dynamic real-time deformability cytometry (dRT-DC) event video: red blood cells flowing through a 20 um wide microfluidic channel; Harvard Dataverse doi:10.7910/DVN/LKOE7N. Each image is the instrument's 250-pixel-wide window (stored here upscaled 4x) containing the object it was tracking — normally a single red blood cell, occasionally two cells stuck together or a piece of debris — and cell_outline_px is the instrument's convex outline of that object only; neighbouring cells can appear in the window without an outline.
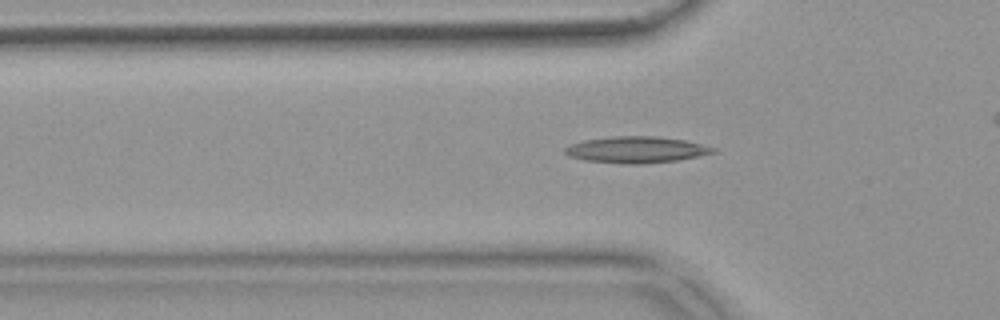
{"species": "common noctule bat (a hibernating species)", "species_latin": "Nyctalus noctula", "temperature_condition": "warm", "stored_images_in_passage": 45, "camera_frame_rate_fps": 3000, "um_per_image_px": 0.085, "animal": {"sex": "female", "body_mass_g": 18.4}, "frame": {"image": 1, "passage_image": 18, "time_ms": 5.667, "image_size_px": [1000, 320], "cell_outline_px": [[716, 152], [676, 160], [644, 164], [620, 164], [584, 160], [568, 156], [564, 152], [564, 148], [572, 144], [584, 140], [612, 136], [656, 136], [684, 140], [716, 148]], "centroid_in_image_um": [54.04, 12.73], "position_along_channel_um": 71.8, "area_um2": 22.72}}
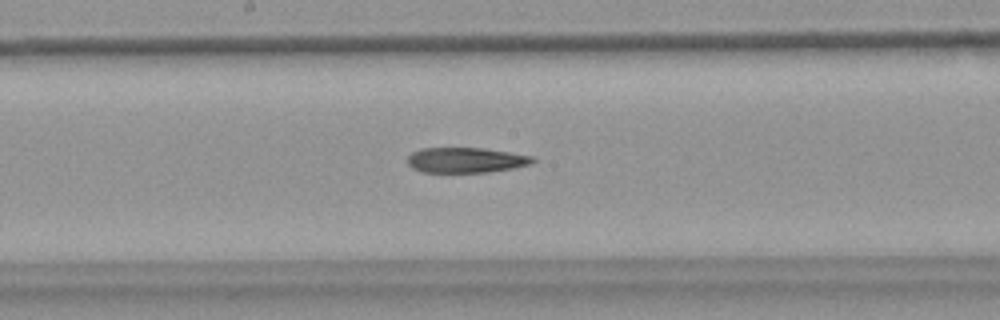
{"frame": {"image": 2, "passage_image": 29, "time_ms": 9.333, "image_size_px": [1000, 320], "cell_outline_px": [[536, 160], [532, 164], [512, 168], [488, 172], [420, 172], [412, 168], [408, 164], [408, 156], [412, 152], [420, 148], [480, 148], [508, 152], [532, 156]], "centroid_in_image_um": [39.57, 13.61], "position_along_channel_um": 208.6, "area_um2": 18.38}}
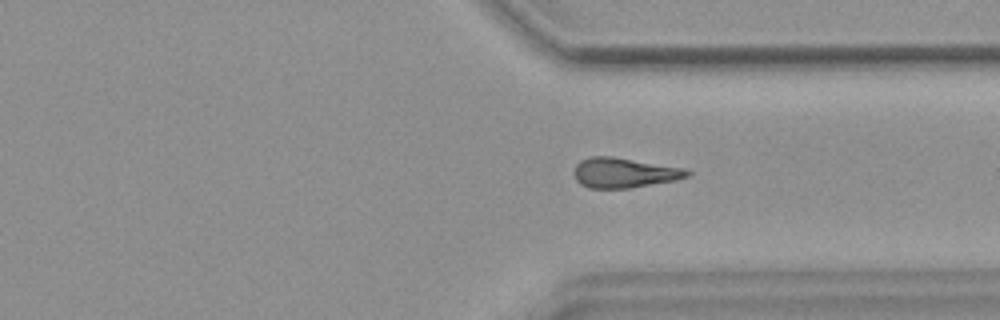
{"frame": {"image": 3, "passage_image": 41, "time_ms": 13.333, "image_size_px": [1000, 320], "cell_outline_px": [[692, 172], [688, 176], [676, 180], [628, 188], [588, 188], [580, 184], [576, 180], [572, 172], [576, 164], [580, 160], [592, 156], [612, 156], [684, 168]], "centroid_in_image_um": [53.01, 14.68], "position_along_channel_um": 358.4, "area_um2": 19.83}}